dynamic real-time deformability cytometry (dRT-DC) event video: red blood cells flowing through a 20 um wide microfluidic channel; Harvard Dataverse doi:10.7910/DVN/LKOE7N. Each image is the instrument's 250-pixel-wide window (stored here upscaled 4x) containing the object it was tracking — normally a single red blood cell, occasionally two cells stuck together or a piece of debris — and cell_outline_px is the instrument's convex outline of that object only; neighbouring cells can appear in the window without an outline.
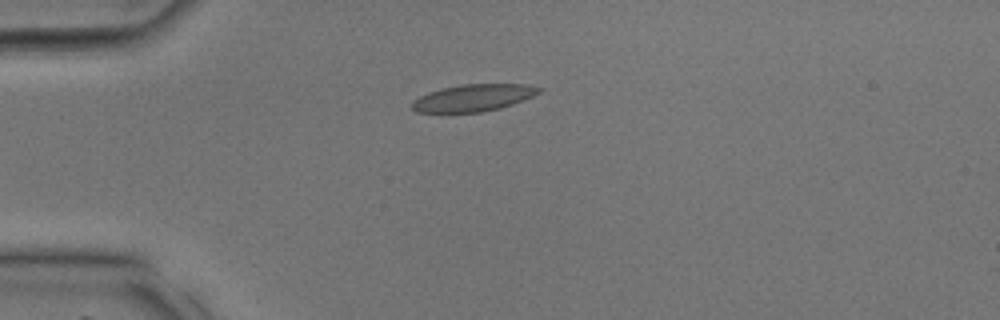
{"species": "common noctule bat (a hibernating species)", "species_latin": "Nyctalus noctula", "temperature_condition": "room temperature", "stored_images_in_passage": 29, "camera_frame_rate_fps": 3000, "um_per_image_px": 0.085, "animal": {"sex": "male", "body_mass_g": 17.9, "forearm_length_mm": 54.2}, "frame": {"image": 1, "passage_image": 1, "time_ms": 0.0, "image_size_px": [1000, 320], "cell_outline_px": [[544, 88], [540, 92], [524, 100], [500, 108], [480, 112], [416, 112], [412, 108], [412, 100], [428, 92], [440, 88], [460, 84], [528, 84]], "centroid_in_image_um": [40.24, 8.3], "position_along_channel_um": 44.8, "area_um2": 20.06}}
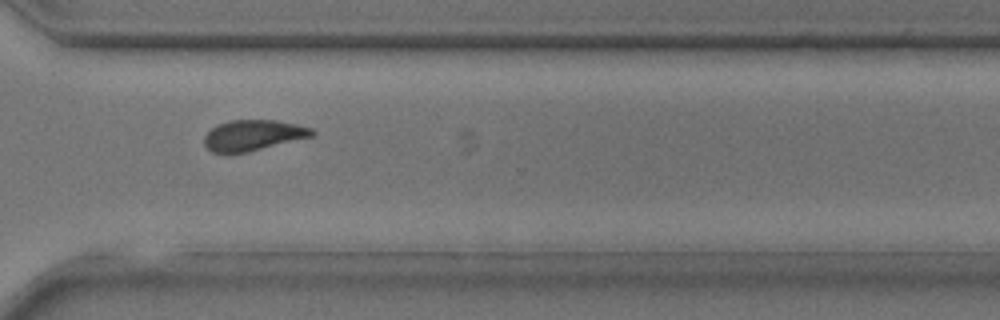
{"frame": {"image": 2, "passage_image": 19, "time_ms": 6.0, "image_size_px": [1000, 320], "cell_outline_px": [[316, 132], [312, 136], [248, 152], [212, 152], [204, 144], [204, 136], [216, 124], [228, 120], [276, 120], [296, 124], [312, 128]], "centroid_in_image_um": [21.51, 11.48], "position_along_channel_um": 349.1, "area_um2": 19.13}}
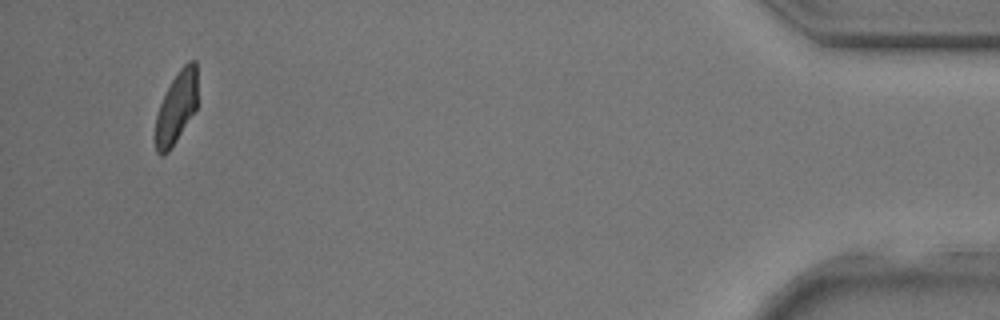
{"frame": {"image": 3, "passage_image": 27, "time_ms": 8.667, "image_size_px": [1000, 320], "cell_outline_px": [[196, 108], [176, 140], [168, 152], [164, 156], [160, 156], [156, 152], [156, 116], [160, 104], [172, 80], [180, 68], [188, 60], [196, 60]], "centroid_in_image_um": [14.98, 9.14], "position_along_channel_um": 420.2, "area_um2": 17.17}}